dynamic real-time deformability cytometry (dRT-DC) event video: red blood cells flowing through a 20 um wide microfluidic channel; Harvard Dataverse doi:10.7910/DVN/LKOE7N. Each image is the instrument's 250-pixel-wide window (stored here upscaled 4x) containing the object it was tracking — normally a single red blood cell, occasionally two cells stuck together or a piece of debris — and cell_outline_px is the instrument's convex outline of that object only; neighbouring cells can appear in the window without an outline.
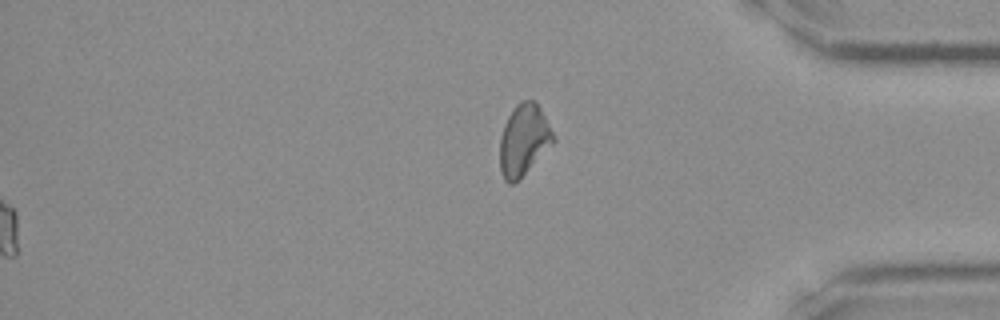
{"species": "Egyptian fruit bat (a non-hibernating species)", "species_latin": "Rousettus aegyptiacus", "temperature_condition": "room temperature", "stored_images_in_passage": 36, "segment_of_instrument_passage": [2, 2], "camera_frame_rate_fps": 3000, "um_per_image_px": 0.085, "frame": {"image": 1, "passage_image": 36, "time_ms": 11.667, "image_size_px": [1000, 320], "cell_outline_px": [[556, 140], [520, 180], [516, 184], [508, 184], [504, 180], [500, 172], [500, 136], [504, 124], [508, 116], [516, 104], [520, 100], [536, 100], [556, 136]], "centroid_in_image_um": [44.52, 11.92], "position_along_channel_um": 390.7, "area_um2": 22.72}}